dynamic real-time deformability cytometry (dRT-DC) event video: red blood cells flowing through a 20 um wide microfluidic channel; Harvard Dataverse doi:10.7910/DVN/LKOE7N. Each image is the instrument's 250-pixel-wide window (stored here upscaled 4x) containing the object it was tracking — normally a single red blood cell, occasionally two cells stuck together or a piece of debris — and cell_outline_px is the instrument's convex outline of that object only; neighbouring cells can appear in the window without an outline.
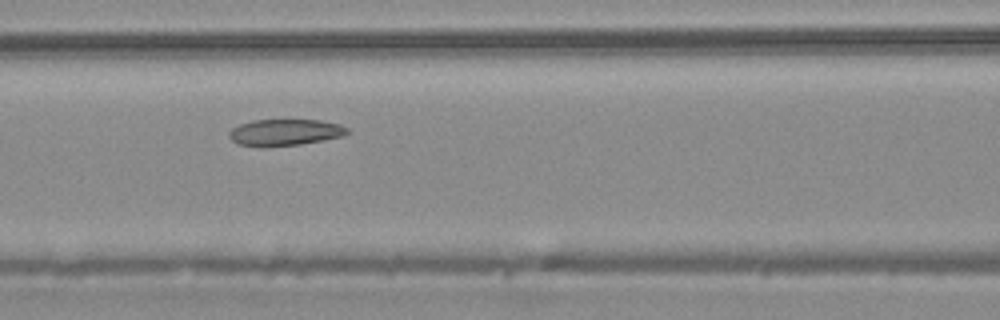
{"species": "common noctule bat (a hibernating species)", "species_latin": "Nyctalus noctula", "temperature_condition": "warm", "stored_images_in_passage": 5, "camera_frame_rate_fps": 3000, "um_per_image_px": 0.085, "animal": {"sex": "male", "body_mass_g": 20.4}, "frame": {"image": 1, "passage_image": 4, "time_ms": 1.0, "image_size_px": [1000, 320], "cell_outline_px": [[348, 132], [344, 136], [300, 144], [264, 148], [260, 148], [236, 144], [228, 136], [228, 132], [232, 128], [240, 124], [252, 120], [320, 120], [340, 124], [348, 128]], "centroid_in_image_um": [24.17, 11.27], "position_along_channel_um": 142.4, "area_um2": 18.55}}
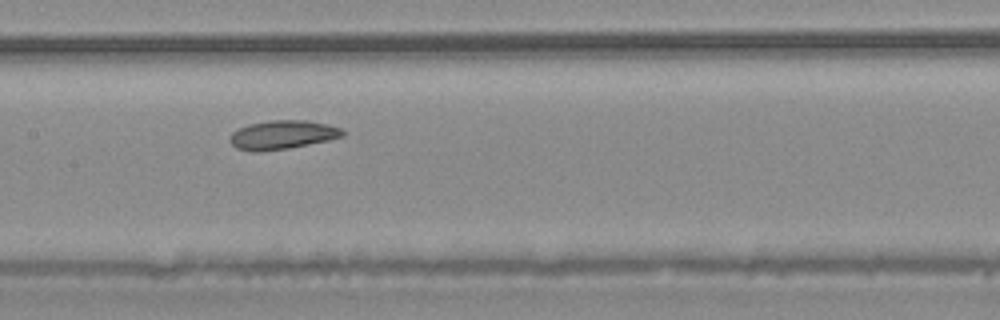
{"frame": {"image": 2, "passage_image": 5, "time_ms": 1.333, "image_size_px": [1000, 320], "cell_outline_px": [[344, 136], [328, 140], [288, 148], [260, 152], [252, 152], [236, 148], [228, 140], [232, 132], [248, 124], [272, 120], [308, 120], [328, 124], [340, 128], [344, 132]], "centroid_in_image_um": [23.98, 11.46], "position_along_channel_um": 183.4, "area_um2": 18.96}}